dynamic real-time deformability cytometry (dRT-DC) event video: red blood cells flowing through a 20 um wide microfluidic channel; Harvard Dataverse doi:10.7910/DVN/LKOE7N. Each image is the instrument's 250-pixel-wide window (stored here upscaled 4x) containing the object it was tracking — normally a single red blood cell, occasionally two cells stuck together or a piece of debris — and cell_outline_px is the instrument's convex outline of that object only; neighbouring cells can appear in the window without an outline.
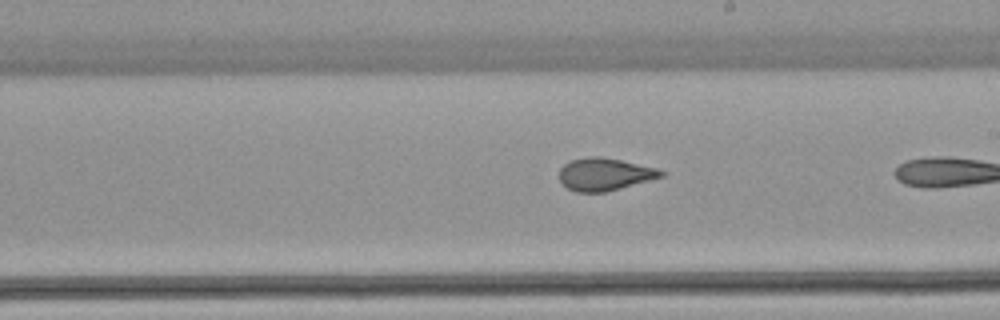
{"species": "common noctule bat (a hibernating species)", "species_latin": "Nyctalus noctula", "temperature_condition": "warm", "stored_images_in_passage": 30, "camera_frame_rate_fps": 3000, "um_per_image_px": 0.085, "animal": {"sex": "female", "body_mass_g": 22.7, "forearm_length_mm": 54.2}, "frame": {"image": 1, "passage_image": 26, "time_ms": 8.333, "image_size_px": [1000, 320], "cell_outline_px": [[664, 176], [620, 188], [604, 192], [576, 192], [568, 188], [560, 180], [560, 168], [564, 164], [572, 160], [592, 156], [596, 156], [620, 160], [656, 168], [664, 172]], "centroid_in_image_um": [51.38, 14.81], "position_along_channel_um": 237.6, "area_um2": 18.9}}